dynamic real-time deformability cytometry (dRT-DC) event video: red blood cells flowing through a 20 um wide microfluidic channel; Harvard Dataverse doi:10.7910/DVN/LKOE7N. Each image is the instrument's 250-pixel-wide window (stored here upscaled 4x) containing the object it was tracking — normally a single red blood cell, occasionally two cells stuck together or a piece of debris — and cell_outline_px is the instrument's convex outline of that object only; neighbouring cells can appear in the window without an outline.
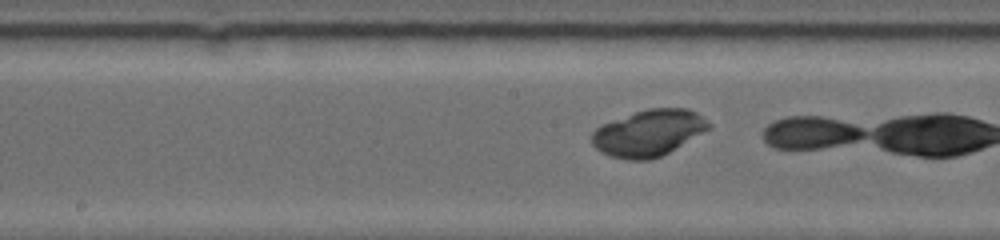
{"species": "common noctule bat (a hibernating species)", "species_latin": "Nyctalus noctula", "temperature_condition": "warm", "stored_images_in_passage": 27, "camera_frame_rate_fps": 5000, "um_per_image_px": 0.085, "animal": {"sex": "female", "body_mass_g": 19.0, "forearm_length_mm": 53.3}, "frame": {"image": 1, "passage_image": 12, "time_ms": 3.4, "image_size_px": [1000, 240], "cell_outline_px": [[712, 128], [668, 152], [660, 156], [648, 160], [624, 160], [608, 156], [600, 152], [592, 144], [592, 132], [600, 124], [648, 108], [688, 108], [696, 112], [708, 120], [712, 124]], "centroid_in_image_um": [55.13, 11.3], "position_along_channel_um": 193.1, "area_um2": 31.79}}